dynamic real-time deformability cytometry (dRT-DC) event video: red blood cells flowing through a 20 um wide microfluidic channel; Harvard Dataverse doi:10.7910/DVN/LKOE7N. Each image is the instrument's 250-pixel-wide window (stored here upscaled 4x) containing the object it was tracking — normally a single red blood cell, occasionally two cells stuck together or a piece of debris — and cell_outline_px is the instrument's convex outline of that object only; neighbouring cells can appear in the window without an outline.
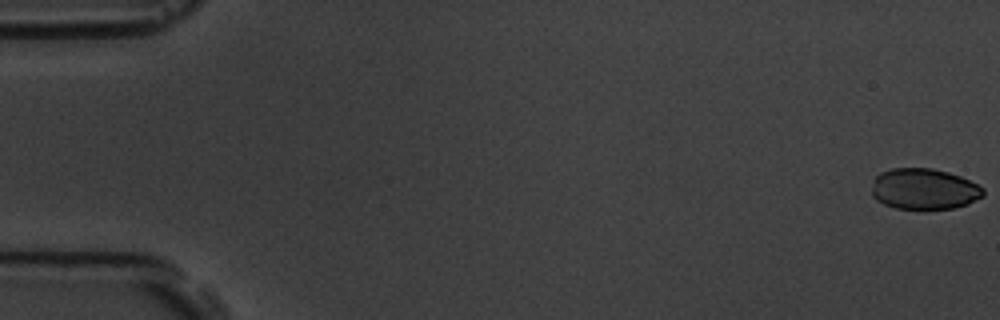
{"species": "common noctule bat (a hibernating species)", "species_latin": "Nyctalus noctula", "temperature_condition": "room temperature", "stored_images_in_passage": 56, "camera_frame_rate_fps": 3000, "um_per_image_px": 0.085, "animal": {"sex": "male", "body_mass_g": 19.5, "forearm_length_mm": 54.6}, "frame": {"image": 1, "passage_image": 1, "time_ms": 0.0, "image_size_px": [1000, 320], "cell_outline_px": [[984, 196], [968, 204], [952, 208], [896, 208], [884, 204], [876, 200], [872, 196], [872, 180], [880, 172], [892, 168], [932, 168], [948, 172], [960, 176], [984, 188]], "centroid_in_image_um": [78.53, 16.05], "position_along_channel_um": 6.5, "area_um2": 26.59}}
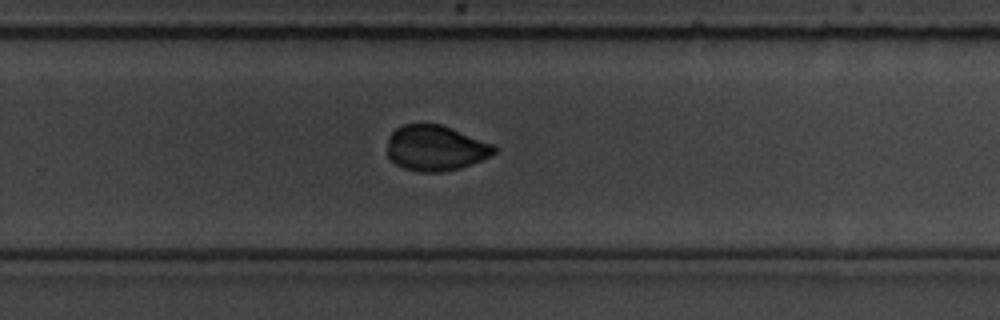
{"frame": {"image": 2, "passage_image": 37, "time_ms": 12.0, "image_size_px": [1000, 320], "cell_outline_px": [[496, 152], [480, 160], [460, 168], [440, 172], [420, 172], [404, 168], [396, 164], [388, 156], [388, 136], [396, 128], [404, 124], [440, 124], [496, 144]], "centroid_in_image_um": [37.03, 12.58], "position_along_channel_um": 292.8, "area_um2": 28.26}}
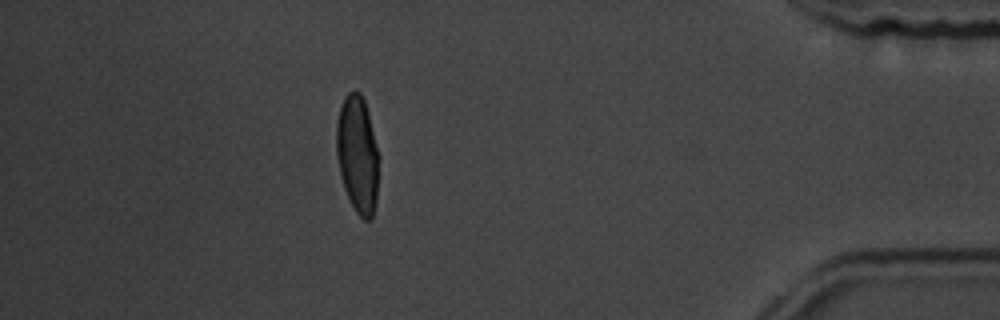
{"frame": {"image": 3, "passage_image": 50, "time_ms": 16.333, "image_size_px": [1000, 320], "cell_outline_px": [[380, 156], [376, 200], [372, 220], [364, 220], [356, 212], [344, 188], [340, 176], [336, 156], [336, 124], [340, 108], [344, 96], [348, 92], [356, 88], [360, 92], [364, 100], [368, 112]], "centroid_in_image_um": [30.4, 13.1], "position_along_channel_um": 404.8, "area_um2": 29.54}, "authors_computed_cell_mechanics": {"area_um2": 29.2179, "velocity_mm_per_s": 3.6733, "shape_relaxation_time_tau1_ms": 4.8735, "shape_relaxation_time_tau2_ms": 1.3215, "deformation_change_tau1": 0.1752, "deformation_change_tau2": 0.0402}}